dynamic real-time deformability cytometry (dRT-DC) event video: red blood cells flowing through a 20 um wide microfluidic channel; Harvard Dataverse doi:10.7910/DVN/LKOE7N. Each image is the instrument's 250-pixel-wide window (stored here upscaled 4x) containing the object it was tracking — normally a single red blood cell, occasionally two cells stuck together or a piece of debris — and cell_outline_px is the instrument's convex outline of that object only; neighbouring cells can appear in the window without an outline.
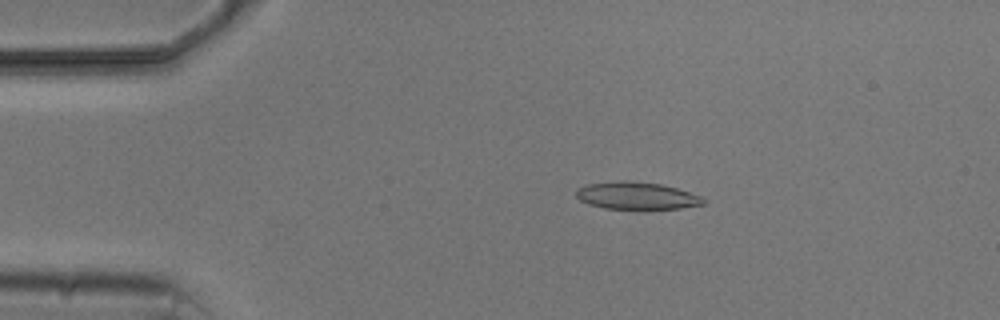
{"species": "common noctule bat (a hibernating species)", "species_latin": "Nyctalus noctula", "temperature_condition": "cold", "stored_images_in_passage": 3, "camera_frame_rate_fps": 3000, "um_per_image_px": 0.085, "animal": {"sex": "male", "body_mass_g": 20.5, "forearm_length_mm": 52.5}, "frame": {"image": 1, "passage_image": 2, "time_ms": 1.0, "image_size_px": [1000, 320], "cell_outline_px": [[704, 204], [680, 208], [604, 208], [588, 204], [580, 200], [576, 196], [576, 188], [588, 184], [624, 180], [660, 184], [676, 188], [700, 196], [704, 200]], "centroid_in_image_um": [54.06, 16.62], "position_along_channel_um": 30.9, "area_um2": 19.83}}